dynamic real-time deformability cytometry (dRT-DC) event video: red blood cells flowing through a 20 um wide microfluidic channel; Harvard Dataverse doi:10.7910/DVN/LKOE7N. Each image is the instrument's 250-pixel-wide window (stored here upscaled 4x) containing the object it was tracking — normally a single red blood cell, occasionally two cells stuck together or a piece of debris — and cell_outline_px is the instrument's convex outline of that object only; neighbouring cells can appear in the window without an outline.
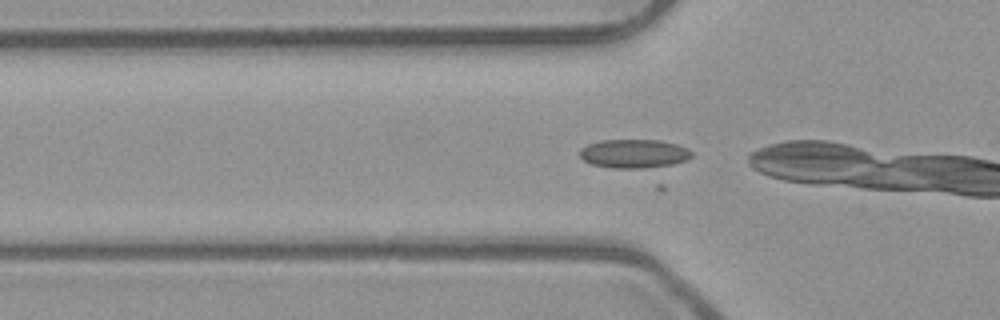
{"species": "common noctule bat (a hibernating species)", "species_latin": "Nyctalus noctula", "temperature_condition": "room temperature", "stored_images_in_passage": 5, "camera_frame_rate_fps": 3000, "um_per_image_px": 0.085, "animal": {"sex": "male", "body_mass_g": 23.1, "forearm_length_mm": 52.7}, "frame": {"image": 1, "passage_image": 3, "time_ms": 0.667, "image_size_px": [1000, 320], "cell_outline_px": [[692, 156], [688, 160], [660, 168], [612, 168], [592, 164], [584, 160], [580, 156], [580, 148], [588, 144], [600, 140], [660, 140], [676, 144], [688, 148], [692, 152]], "centroid_in_image_um": [53.93, 13.07], "position_along_channel_um": 71.9, "area_um2": 19.07}}